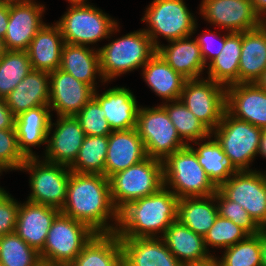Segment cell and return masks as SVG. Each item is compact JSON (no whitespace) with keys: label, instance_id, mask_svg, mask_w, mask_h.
<instances>
[{"label":"cell","instance_id":"cell-56","mask_svg":"<svg viewBox=\"0 0 266 266\" xmlns=\"http://www.w3.org/2000/svg\"><path fill=\"white\" fill-rule=\"evenodd\" d=\"M4 169H2L1 167H0V173L3 171ZM5 190L3 189V188H0V194L1 193H3Z\"/></svg>","mask_w":266,"mask_h":266},{"label":"cell","instance_id":"cell-13","mask_svg":"<svg viewBox=\"0 0 266 266\" xmlns=\"http://www.w3.org/2000/svg\"><path fill=\"white\" fill-rule=\"evenodd\" d=\"M199 79L186 80L180 100L212 132L226 110V87Z\"/></svg>","mask_w":266,"mask_h":266},{"label":"cell","instance_id":"cell-49","mask_svg":"<svg viewBox=\"0 0 266 266\" xmlns=\"http://www.w3.org/2000/svg\"><path fill=\"white\" fill-rule=\"evenodd\" d=\"M252 2H253V7H254V10H255L256 14L264 22H266V19L264 17H261V16H263V14H266V0H252Z\"/></svg>","mask_w":266,"mask_h":266},{"label":"cell","instance_id":"cell-5","mask_svg":"<svg viewBox=\"0 0 266 266\" xmlns=\"http://www.w3.org/2000/svg\"><path fill=\"white\" fill-rule=\"evenodd\" d=\"M111 198L120 211L128 203L158 192L164 187L163 161L147 157L109 178Z\"/></svg>","mask_w":266,"mask_h":266},{"label":"cell","instance_id":"cell-16","mask_svg":"<svg viewBox=\"0 0 266 266\" xmlns=\"http://www.w3.org/2000/svg\"><path fill=\"white\" fill-rule=\"evenodd\" d=\"M49 108L58 116H75L92 98L94 89L61 69L50 72Z\"/></svg>","mask_w":266,"mask_h":266},{"label":"cell","instance_id":"cell-20","mask_svg":"<svg viewBox=\"0 0 266 266\" xmlns=\"http://www.w3.org/2000/svg\"><path fill=\"white\" fill-rule=\"evenodd\" d=\"M147 158L144 143L136 128L112 131L108 135V150L104 166V175H112L138 164Z\"/></svg>","mask_w":266,"mask_h":266},{"label":"cell","instance_id":"cell-35","mask_svg":"<svg viewBox=\"0 0 266 266\" xmlns=\"http://www.w3.org/2000/svg\"><path fill=\"white\" fill-rule=\"evenodd\" d=\"M108 150L107 136H85L77 158L69 167L72 172L104 175Z\"/></svg>","mask_w":266,"mask_h":266},{"label":"cell","instance_id":"cell-31","mask_svg":"<svg viewBox=\"0 0 266 266\" xmlns=\"http://www.w3.org/2000/svg\"><path fill=\"white\" fill-rule=\"evenodd\" d=\"M95 51L85 45L65 43L59 69L70 73L75 79L90 85L95 90V76L99 73L101 77L99 52Z\"/></svg>","mask_w":266,"mask_h":266},{"label":"cell","instance_id":"cell-21","mask_svg":"<svg viewBox=\"0 0 266 266\" xmlns=\"http://www.w3.org/2000/svg\"><path fill=\"white\" fill-rule=\"evenodd\" d=\"M123 266H183L160 238H120Z\"/></svg>","mask_w":266,"mask_h":266},{"label":"cell","instance_id":"cell-53","mask_svg":"<svg viewBox=\"0 0 266 266\" xmlns=\"http://www.w3.org/2000/svg\"><path fill=\"white\" fill-rule=\"evenodd\" d=\"M6 51L4 39L0 38V58L6 53Z\"/></svg>","mask_w":266,"mask_h":266},{"label":"cell","instance_id":"cell-2","mask_svg":"<svg viewBox=\"0 0 266 266\" xmlns=\"http://www.w3.org/2000/svg\"><path fill=\"white\" fill-rule=\"evenodd\" d=\"M178 197L166 186L158 192L128 203L119 211V238L156 237L177 220Z\"/></svg>","mask_w":266,"mask_h":266},{"label":"cell","instance_id":"cell-39","mask_svg":"<svg viewBox=\"0 0 266 266\" xmlns=\"http://www.w3.org/2000/svg\"><path fill=\"white\" fill-rule=\"evenodd\" d=\"M260 234L248 235L226 248L220 263L222 266H262L261 264Z\"/></svg>","mask_w":266,"mask_h":266},{"label":"cell","instance_id":"cell-38","mask_svg":"<svg viewBox=\"0 0 266 266\" xmlns=\"http://www.w3.org/2000/svg\"><path fill=\"white\" fill-rule=\"evenodd\" d=\"M39 253L15 232L0 236V263L3 266H36Z\"/></svg>","mask_w":266,"mask_h":266},{"label":"cell","instance_id":"cell-34","mask_svg":"<svg viewBox=\"0 0 266 266\" xmlns=\"http://www.w3.org/2000/svg\"><path fill=\"white\" fill-rule=\"evenodd\" d=\"M195 144L199 145L197 149L193 148L199 164L218 188L234 174V168L229 164L226 154L216 139L202 144L195 141Z\"/></svg>","mask_w":266,"mask_h":266},{"label":"cell","instance_id":"cell-46","mask_svg":"<svg viewBox=\"0 0 266 266\" xmlns=\"http://www.w3.org/2000/svg\"><path fill=\"white\" fill-rule=\"evenodd\" d=\"M15 116L6 105L4 99L0 98V129L15 128Z\"/></svg>","mask_w":266,"mask_h":266},{"label":"cell","instance_id":"cell-54","mask_svg":"<svg viewBox=\"0 0 266 266\" xmlns=\"http://www.w3.org/2000/svg\"><path fill=\"white\" fill-rule=\"evenodd\" d=\"M21 1H24V0H0V3L13 4V3L21 2Z\"/></svg>","mask_w":266,"mask_h":266},{"label":"cell","instance_id":"cell-52","mask_svg":"<svg viewBox=\"0 0 266 266\" xmlns=\"http://www.w3.org/2000/svg\"><path fill=\"white\" fill-rule=\"evenodd\" d=\"M259 88L266 91V68L261 73L259 78L254 82Z\"/></svg>","mask_w":266,"mask_h":266},{"label":"cell","instance_id":"cell-44","mask_svg":"<svg viewBox=\"0 0 266 266\" xmlns=\"http://www.w3.org/2000/svg\"><path fill=\"white\" fill-rule=\"evenodd\" d=\"M19 206L6 191L0 194V236L15 232Z\"/></svg>","mask_w":266,"mask_h":266},{"label":"cell","instance_id":"cell-10","mask_svg":"<svg viewBox=\"0 0 266 266\" xmlns=\"http://www.w3.org/2000/svg\"><path fill=\"white\" fill-rule=\"evenodd\" d=\"M142 21L149 23L151 29L144 31L155 48L159 46L158 35L168 41L191 37L197 25L183 0H153Z\"/></svg>","mask_w":266,"mask_h":266},{"label":"cell","instance_id":"cell-7","mask_svg":"<svg viewBox=\"0 0 266 266\" xmlns=\"http://www.w3.org/2000/svg\"><path fill=\"white\" fill-rule=\"evenodd\" d=\"M263 129L230 115L226 110L221 122L211 132L221 145L235 171L250 170V162L258 154Z\"/></svg>","mask_w":266,"mask_h":266},{"label":"cell","instance_id":"cell-30","mask_svg":"<svg viewBox=\"0 0 266 266\" xmlns=\"http://www.w3.org/2000/svg\"><path fill=\"white\" fill-rule=\"evenodd\" d=\"M69 266H123L116 233H96Z\"/></svg>","mask_w":266,"mask_h":266},{"label":"cell","instance_id":"cell-40","mask_svg":"<svg viewBox=\"0 0 266 266\" xmlns=\"http://www.w3.org/2000/svg\"><path fill=\"white\" fill-rule=\"evenodd\" d=\"M247 236L248 234L232 220L222 218L218 215L213 226L204 236V241L206 248L208 245H211L226 249L244 240Z\"/></svg>","mask_w":266,"mask_h":266},{"label":"cell","instance_id":"cell-12","mask_svg":"<svg viewBox=\"0 0 266 266\" xmlns=\"http://www.w3.org/2000/svg\"><path fill=\"white\" fill-rule=\"evenodd\" d=\"M217 189L229 200L239 203L260 228L266 227V174L235 171Z\"/></svg>","mask_w":266,"mask_h":266},{"label":"cell","instance_id":"cell-32","mask_svg":"<svg viewBox=\"0 0 266 266\" xmlns=\"http://www.w3.org/2000/svg\"><path fill=\"white\" fill-rule=\"evenodd\" d=\"M212 201H216L215 194L178 199L177 220L204 237L218 216L217 205Z\"/></svg>","mask_w":266,"mask_h":266},{"label":"cell","instance_id":"cell-4","mask_svg":"<svg viewBox=\"0 0 266 266\" xmlns=\"http://www.w3.org/2000/svg\"><path fill=\"white\" fill-rule=\"evenodd\" d=\"M101 79L104 82L122 73L143 67L156 53L150 37L144 30L128 33L100 48Z\"/></svg>","mask_w":266,"mask_h":266},{"label":"cell","instance_id":"cell-51","mask_svg":"<svg viewBox=\"0 0 266 266\" xmlns=\"http://www.w3.org/2000/svg\"><path fill=\"white\" fill-rule=\"evenodd\" d=\"M258 154L266 158V133L263 131L260 137V146Z\"/></svg>","mask_w":266,"mask_h":266},{"label":"cell","instance_id":"cell-50","mask_svg":"<svg viewBox=\"0 0 266 266\" xmlns=\"http://www.w3.org/2000/svg\"><path fill=\"white\" fill-rule=\"evenodd\" d=\"M183 266H222L220 261L214 256L206 261L184 264Z\"/></svg>","mask_w":266,"mask_h":266},{"label":"cell","instance_id":"cell-25","mask_svg":"<svg viewBox=\"0 0 266 266\" xmlns=\"http://www.w3.org/2000/svg\"><path fill=\"white\" fill-rule=\"evenodd\" d=\"M49 106H39L20 113L15 117V130L20 151L26 158L37 157L30 146L47 143L51 115Z\"/></svg>","mask_w":266,"mask_h":266},{"label":"cell","instance_id":"cell-47","mask_svg":"<svg viewBox=\"0 0 266 266\" xmlns=\"http://www.w3.org/2000/svg\"><path fill=\"white\" fill-rule=\"evenodd\" d=\"M9 22V4L0 3V38L4 39Z\"/></svg>","mask_w":266,"mask_h":266},{"label":"cell","instance_id":"cell-29","mask_svg":"<svg viewBox=\"0 0 266 266\" xmlns=\"http://www.w3.org/2000/svg\"><path fill=\"white\" fill-rule=\"evenodd\" d=\"M143 68V78L151 90L167 102L180 100L187 79L170 67L157 52Z\"/></svg>","mask_w":266,"mask_h":266},{"label":"cell","instance_id":"cell-18","mask_svg":"<svg viewBox=\"0 0 266 266\" xmlns=\"http://www.w3.org/2000/svg\"><path fill=\"white\" fill-rule=\"evenodd\" d=\"M53 125L57 126L51 138H47L45 161L70 167L86 135L75 116H59L56 124L50 122V130Z\"/></svg>","mask_w":266,"mask_h":266},{"label":"cell","instance_id":"cell-28","mask_svg":"<svg viewBox=\"0 0 266 266\" xmlns=\"http://www.w3.org/2000/svg\"><path fill=\"white\" fill-rule=\"evenodd\" d=\"M266 68V22L242 32L239 83H254Z\"/></svg>","mask_w":266,"mask_h":266},{"label":"cell","instance_id":"cell-8","mask_svg":"<svg viewBox=\"0 0 266 266\" xmlns=\"http://www.w3.org/2000/svg\"><path fill=\"white\" fill-rule=\"evenodd\" d=\"M70 3L68 12L56 22L65 43L87 46L117 32V22L98 8L85 1Z\"/></svg>","mask_w":266,"mask_h":266},{"label":"cell","instance_id":"cell-19","mask_svg":"<svg viewBox=\"0 0 266 266\" xmlns=\"http://www.w3.org/2000/svg\"><path fill=\"white\" fill-rule=\"evenodd\" d=\"M60 209L29 201L21 204L17 213L15 233L38 253L43 249L47 234Z\"/></svg>","mask_w":266,"mask_h":266},{"label":"cell","instance_id":"cell-41","mask_svg":"<svg viewBox=\"0 0 266 266\" xmlns=\"http://www.w3.org/2000/svg\"><path fill=\"white\" fill-rule=\"evenodd\" d=\"M86 136H107L112 133L103 108L93 97L76 115Z\"/></svg>","mask_w":266,"mask_h":266},{"label":"cell","instance_id":"cell-11","mask_svg":"<svg viewBox=\"0 0 266 266\" xmlns=\"http://www.w3.org/2000/svg\"><path fill=\"white\" fill-rule=\"evenodd\" d=\"M40 162L38 157L27 158L20 168V170H27L31 173L32 193L27 201L61 210L67 197L71 170L67 166L45 160Z\"/></svg>","mask_w":266,"mask_h":266},{"label":"cell","instance_id":"cell-37","mask_svg":"<svg viewBox=\"0 0 266 266\" xmlns=\"http://www.w3.org/2000/svg\"><path fill=\"white\" fill-rule=\"evenodd\" d=\"M31 70L26 51L7 50L0 58V98L4 99Z\"/></svg>","mask_w":266,"mask_h":266},{"label":"cell","instance_id":"cell-23","mask_svg":"<svg viewBox=\"0 0 266 266\" xmlns=\"http://www.w3.org/2000/svg\"><path fill=\"white\" fill-rule=\"evenodd\" d=\"M93 97L105 112V118L112 131L136 128L139 107L135 96L125 87H113L102 95L94 90Z\"/></svg>","mask_w":266,"mask_h":266},{"label":"cell","instance_id":"cell-15","mask_svg":"<svg viewBox=\"0 0 266 266\" xmlns=\"http://www.w3.org/2000/svg\"><path fill=\"white\" fill-rule=\"evenodd\" d=\"M44 6L33 0L9 4V22L4 37L6 50L26 51L36 33L43 27Z\"/></svg>","mask_w":266,"mask_h":266},{"label":"cell","instance_id":"cell-6","mask_svg":"<svg viewBox=\"0 0 266 266\" xmlns=\"http://www.w3.org/2000/svg\"><path fill=\"white\" fill-rule=\"evenodd\" d=\"M96 233L85 223L59 213L48 231L41 261L69 266Z\"/></svg>","mask_w":266,"mask_h":266},{"label":"cell","instance_id":"cell-33","mask_svg":"<svg viewBox=\"0 0 266 266\" xmlns=\"http://www.w3.org/2000/svg\"><path fill=\"white\" fill-rule=\"evenodd\" d=\"M242 48V32L225 35V45L220 54L209 64L208 78L226 87L239 83V59Z\"/></svg>","mask_w":266,"mask_h":266},{"label":"cell","instance_id":"cell-42","mask_svg":"<svg viewBox=\"0 0 266 266\" xmlns=\"http://www.w3.org/2000/svg\"><path fill=\"white\" fill-rule=\"evenodd\" d=\"M215 200L218 202L217 208L220 217L232 220L248 235L259 234L261 228L239 203L227 199L218 189L215 193Z\"/></svg>","mask_w":266,"mask_h":266},{"label":"cell","instance_id":"cell-27","mask_svg":"<svg viewBox=\"0 0 266 266\" xmlns=\"http://www.w3.org/2000/svg\"><path fill=\"white\" fill-rule=\"evenodd\" d=\"M188 38L171 40L169 46L159 45L156 52L187 80L198 79L206 65L197 41Z\"/></svg>","mask_w":266,"mask_h":266},{"label":"cell","instance_id":"cell-45","mask_svg":"<svg viewBox=\"0 0 266 266\" xmlns=\"http://www.w3.org/2000/svg\"><path fill=\"white\" fill-rule=\"evenodd\" d=\"M214 37L215 35L213 34V32H208V34L205 33V35L195 39L201 49V55L205 62V65L207 59L210 58L211 62L214 58H216L220 54L221 50L225 45V35L220 38V41H218L219 43L216 44L218 46L215 45L216 47H214L215 43L213 44V41L215 42V40H213L215 39Z\"/></svg>","mask_w":266,"mask_h":266},{"label":"cell","instance_id":"cell-17","mask_svg":"<svg viewBox=\"0 0 266 266\" xmlns=\"http://www.w3.org/2000/svg\"><path fill=\"white\" fill-rule=\"evenodd\" d=\"M226 111L258 128L266 127V91L255 83H236L226 87Z\"/></svg>","mask_w":266,"mask_h":266},{"label":"cell","instance_id":"cell-57","mask_svg":"<svg viewBox=\"0 0 266 266\" xmlns=\"http://www.w3.org/2000/svg\"><path fill=\"white\" fill-rule=\"evenodd\" d=\"M69 2H74V1H86V0H68Z\"/></svg>","mask_w":266,"mask_h":266},{"label":"cell","instance_id":"cell-43","mask_svg":"<svg viewBox=\"0 0 266 266\" xmlns=\"http://www.w3.org/2000/svg\"><path fill=\"white\" fill-rule=\"evenodd\" d=\"M26 157L20 151L15 128L0 129V167L20 170Z\"/></svg>","mask_w":266,"mask_h":266},{"label":"cell","instance_id":"cell-55","mask_svg":"<svg viewBox=\"0 0 266 266\" xmlns=\"http://www.w3.org/2000/svg\"><path fill=\"white\" fill-rule=\"evenodd\" d=\"M36 266H57V265L40 261Z\"/></svg>","mask_w":266,"mask_h":266},{"label":"cell","instance_id":"cell-22","mask_svg":"<svg viewBox=\"0 0 266 266\" xmlns=\"http://www.w3.org/2000/svg\"><path fill=\"white\" fill-rule=\"evenodd\" d=\"M50 73L31 70L27 76L4 98L16 117L39 106H48L50 100Z\"/></svg>","mask_w":266,"mask_h":266},{"label":"cell","instance_id":"cell-14","mask_svg":"<svg viewBox=\"0 0 266 266\" xmlns=\"http://www.w3.org/2000/svg\"><path fill=\"white\" fill-rule=\"evenodd\" d=\"M200 12L208 22L229 32H244L264 21L256 14L252 0H202Z\"/></svg>","mask_w":266,"mask_h":266},{"label":"cell","instance_id":"cell-36","mask_svg":"<svg viewBox=\"0 0 266 266\" xmlns=\"http://www.w3.org/2000/svg\"><path fill=\"white\" fill-rule=\"evenodd\" d=\"M174 124L180 138L191 142L200 141L211 137V131L184 105L181 100H176L172 104L161 105ZM200 139V140H199Z\"/></svg>","mask_w":266,"mask_h":266},{"label":"cell","instance_id":"cell-24","mask_svg":"<svg viewBox=\"0 0 266 266\" xmlns=\"http://www.w3.org/2000/svg\"><path fill=\"white\" fill-rule=\"evenodd\" d=\"M64 44L59 26L44 24L26 50L32 69L49 73L59 69Z\"/></svg>","mask_w":266,"mask_h":266},{"label":"cell","instance_id":"cell-48","mask_svg":"<svg viewBox=\"0 0 266 266\" xmlns=\"http://www.w3.org/2000/svg\"><path fill=\"white\" fill-rule=\"evenodd\" d=\"M260 234V245H261V264L266 266V227L261 228L259 231Z\"/></svg>","mask_w":266,"mask_h":266},{"label":"cell","instance_id":"cell-26","mask_svg":"<svg viewBox=\"0 0 266 266\" xmlns=\"http://www.w3.org/2000/svg\"><path fill=\"white\" fill-rule=\"evenodd\" d=\"M160 238L183 265L206 261L212 257L208 254L204 237L193 232L179 220L174 221Z\"/></svg>","mask_w":266,"mask_h":266},{"label":"cell","instance_id":"cell-9","mask_svg":"<svg viewBox=\"0 0 266 266\" xmlns=\"http://www.w3.org/2000/svg\"><path fill=\"white\" fill-rule=\"evenodd\" d=\"M136 130L144 143L147 157L164 161L175 151L187 146L168 113L160 105L154 108H139Z\"/></svg>","mask_w":266,"mask_h":266},{"label":"cell","instance_id":"cell-3","mask_svg":"<svg viewBox=\"0 0 266 266\" xmlns=\"http://www.w3.org/2000/svg\"><path fill=\"white\" fill-rule=\"evenodd\" d=\"M163 174L164 186H172V192L179 199L210 196L217 190L189 144L163 161Z\"/></svg>","mask_w":266,"mask_h":266},{"label":"cell","instance_id":"cell-1","mask_svg":"<svg viewBox=\"0 0 266 266\" xmlns=\"http://www.w3.org/2000/svg\"><path fill=\"white\" fill-rule=\"evenodd\" d=\"M60 211L85 223L95 233H115L118 228L119 211L112 202L109 179L105 175L71 171L66 201ZM111 217L116 227L108 226Z\"/></svg>","mask_w":266,"mask_h":266}]
</instances>
